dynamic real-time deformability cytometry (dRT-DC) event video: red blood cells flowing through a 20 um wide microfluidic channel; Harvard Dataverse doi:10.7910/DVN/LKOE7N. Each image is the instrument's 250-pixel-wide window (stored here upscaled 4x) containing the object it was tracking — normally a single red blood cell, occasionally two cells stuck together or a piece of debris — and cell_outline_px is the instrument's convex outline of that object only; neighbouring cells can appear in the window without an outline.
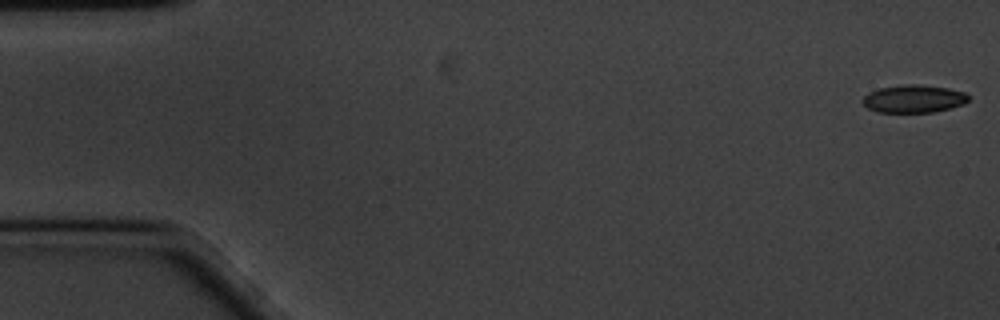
{"species": "common noctule bat (a hibernating species)", "species_latin": "Nyctalus noctula", "temperature_condition": "cold", "stored_images_in_passage": 59, "camera_frame_rate_fps": 3000, "um_per_image_px": 0.085, "animal": {"sex": "male", "body_mass_g": 20.1, "forearm_length_mm": 53.5}, "frame": {"image": 1, "passage_image": 1, "time_ms": 0.0, "image_size_px": [1000, 320], "cell_outline_px": [[968, 100], [964, 104], [932, 112], [876, 112], [868, 108], [860, 100], [868, 92], [880, 88], [904, 84], [916, 84], [948, 88], [964, 92], [968, 96]], "centroid_in_image_um": [77.62, 8.39], "position_along_channel_um": 7.4, "area_um2": 17.05}}
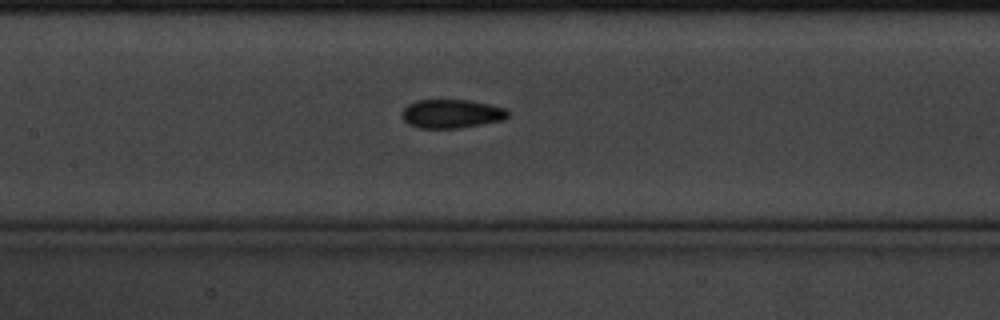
{"frame": {"image": 2, "passage_image": 27, "time_ms": 8.667, "image_size_px": [1000, 320], "cell_outline_px": [[508, 116], [504, 120], [460, 128], [420, 128], [408, 124], [400, 116], [400, 112], [408, 104], [416, 100], [468, 100], [488, 104], [504, 108], [508, 112]], "centroid_in_image_um": [38.33, 9.67], "position_along_channel_um": 169.1, "area_um2": 17.8}}
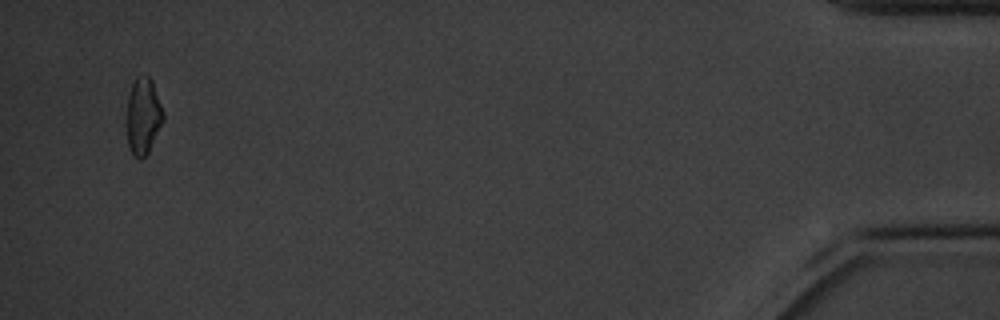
{"frame": {"image": 3, "passage_image": 57, "time_ms": 18.667, "image_size_px": [1000, 320], "cell_outline_px": [[164, 120], [148, 152], [140, 160], [132, 152], [128, 144], [124, 124], [124, 120], [128, 96], [132, 84], [136, 76], [148, 76], [152, 80], [164, 112]], "centroid_in_image_um": [12.13, 9.86], "position_along_channel_um": 423.1, "area_um2": 16.7}, "authors_computed_cell_mechanics": {"area_um2": 17.5134, "velocity_mm_per_s": 3.369, "shape_relaxation_time_tau1_ms": 3.2347, "shape_relaxation_time_tau2_ms": 3.7687, "deformation_change_tau1": 0.101, "deformation_change_tau2": 0.0876}}